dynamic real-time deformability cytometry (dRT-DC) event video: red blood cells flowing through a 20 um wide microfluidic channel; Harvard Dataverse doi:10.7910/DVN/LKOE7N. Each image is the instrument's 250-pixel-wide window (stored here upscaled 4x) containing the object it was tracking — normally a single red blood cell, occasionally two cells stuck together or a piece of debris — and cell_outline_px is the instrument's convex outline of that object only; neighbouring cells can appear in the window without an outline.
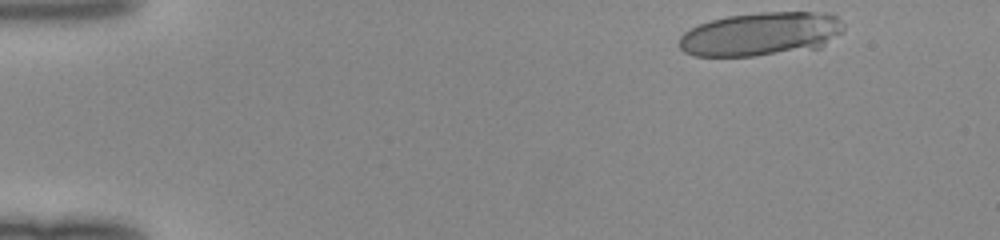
{"species": "human", "species_latin": "Homo sapiens", "temperature_condition": "room temperature", "stored_images_in_passage": 13, "camera_frame_rate_fps": 3000, "um_per_image_px": 0.085, "donor": {"sex": "female"}, "frame": {"image": 1, "passage_image": 1, "time_ms": 0.0, "image_size_px": [1000, 240], "cell_outline_px": [[844, 28], [840, 32], [820, 48], [752, 56], [692, 56], [684, 52], [680, 48], [680, 36], [684, 32], [700, 24], [712, 20], [728, 16], [760, 12], [824, 12], [836, 16], [844, 24]], "centroid_in_image_um": [64.68, 2.89], "position_along_channel_um": 20.3, "area_um2": 41.67}}
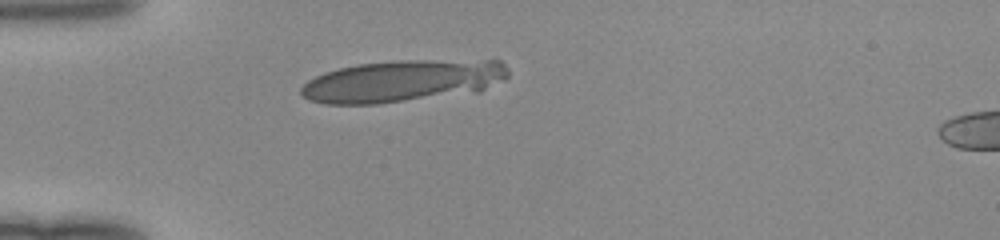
{"frame": {"image": 2, "passage_image": 10, "time_ms": 3.0, "image_size_px": [1000, 240], "cell_outline_px": [[508, 76], [504, 80], [480, 92], [376, 104], [324, 104], [308, 100], [300, 96], [300, 88], [308, 80], [324, 72], [340, 68], [360, 64], [400, 60], [500, 60], [508, 68]], "centroid_in_image_um": [34.24, 6.89], "position_along_channel_um": 50.8, "area_um2": 51.1}}